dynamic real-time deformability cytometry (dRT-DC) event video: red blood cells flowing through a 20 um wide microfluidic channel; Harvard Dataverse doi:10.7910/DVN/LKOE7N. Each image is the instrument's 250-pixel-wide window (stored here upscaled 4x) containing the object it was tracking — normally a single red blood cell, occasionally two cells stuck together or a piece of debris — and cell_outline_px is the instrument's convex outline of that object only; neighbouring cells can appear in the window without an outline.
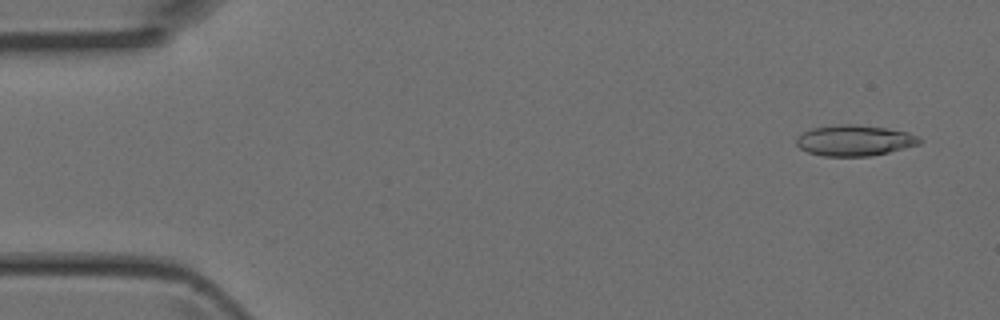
{"species": "Egyptian fruit bat (a non-hibernating species)", "species_latin": "Rousettus aegyptiacus", "temperature_condition": "room temperature", "stored_images_in_passage": 4, "camera_frame_rate_fps": 3000, "um_per_image_px": 0.085, "animal": {"sex": "female"}, "frame": {"image": 1, "passage_image": 1, "time_ms": 0.0, "image_size_px": [1000, 320], "cell_outline_px": [[924, 140], [920, 144], [888, 152], [868, 156], [824, 156], [808, 152], [800, 148], [796, 144], [796, 136], [812, 128], [840, 124], [856, 124], [888, 128], [908, 132], [920, 136]], "centroid_in_image_um": [72.66, 11.93], "position_along_channel_um": 12.3, "area_um2": 22.25}}